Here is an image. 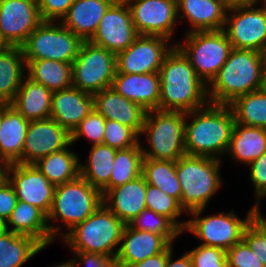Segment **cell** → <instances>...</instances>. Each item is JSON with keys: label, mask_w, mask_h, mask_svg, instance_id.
Masks as SVG:
<instances>
[{"label": "cell", "mask_w": 266, "mask_h": 267, "mask_svg": "<svg viewBox=\"0 0 266 267\" xmlns=\"http://www.w3.org/2000/svg\"><path fill=\"white\" fill-rule=\"evenodd\" d=\"M159 76V110L188 113L209 103L207 85L176 45L166 55Z\"/></svg>", "instance_id": "obj_1"}, {"label": "cell", "mask_w": 266, "mask_h": 267, "mask_svg": "<svg viewBox=\"0 0 266 267\" xmlns=\"http://www.w3.org/2000/svg\"><path fill=\"white\" fill-rule=\"evenodd\" d=\"M234 124V115L229 105L208 103L203 108L185 113L186 154L222 161Z\"/></svg>", "instance_id": "obj_2"}, {"label": "cell", "mask_w": 266, "mask_h": 267, "mask_svg": "<svg viewBox=\"0 0 266 267\" xmlns=\"http://www.w3.org/2000/svg\"><path fill=\"white\" fill-rule=\"evenodd\" d=\"M264 53L233 48L217 76L207 86L209 103L230 104L236 97L265 88Z\"/></svg>", "instance_id": "obj_3"}, {"label": "cell", "mask_w": 266, "mask_h": 267, "mask_svg": "<svg viewBox=\"0 0 266 267\" xmlns=\"http://www.w3.org/2000/svg\"><path fill=\"white\" fill-rule=\"evenodd\" d=\"M102 204L103 195L101 190L92 186L81 176L73 181L55 186L52 206L47 215L48 227L53 240L55 241L59 236L61 240L71 229L92 215ZM55 222H58V225ZM62 227L66 230L63 229L62 231Z\"/></svg>", "instance_id": "obj_4"}, {"label": "cell", "mask_w": 266, "mask_h": 267, "mask_svg": "<svg viewBox=\"0 0 266 267\" xmlns=\"http://www.w3.org/2000/svg\"><path fill=\"white\" fill-rule=\"evenodd\" d=\"M223 161L204 156L184 155L176 160V174L180 181L181 207L190 211L207 208L212 197L221 189Z\"/></svg>", "instance_id": "obj_5"}, {"label": "cell", "mask_w": 266, "mask_h": 267, "mask_svg": "<svg viewBox=\"0 0 266 267\" xmlns=\"http://www.w3.org/2000/svg\"><path fill=\"white\" fill-rule=\"evenodd\" d=\"M125 224L104 204L60 241L71 251L99 253L116 259Z\"/></svg>", "instance_id": "obj_6"}, {"label": "cell", "mask_w": 266, "mask_h": 267, "mask_svg": "<svg viewBox=\"0 0 266 267\" xmlns=\"http://www.w3.org/2000/svg\"><path fill=\"white\" fill-rule=\"evenodd\" d=\"M185 113L181 111H147L139 144L144 158L176 161L186 155ZM142 135L147 144L144 147Z\"/></svg>", "instance_id": "obj_7"}, {"label": "cell", "mask_w": 266, "mask_h": 267, "mask_svg": "<svg viewBox=\"0 0 266 267\" xmlns=\"http://www.w3.org/2000/svg\"><path fill=\"white\" fill-rule=\"evenodd\" d=\"M206 208H199L187 214V226L182 232L194 235L200 244L218 247L225 251L243 239L246 226L255 216V205L253 204L245 215L240 218L233 209L229 212H220L203 216ZM203 216V217H202Z\"/></svg>", "instance_id": "obj_8"}, {"label": "cell", "mask_w": 266, "mask_h": 267, "mask_svg": "<svg viewBox=\"0 0 266 267\" xmlns=\"http://www.w3.org/2000/svg\"><path fill=\"white\" fill-rule=\"evenodd\" d=\"M176 46L188 58L196 75L208 86L227 61L231 42L223 29L194 31L183 35Z\"/></svg>", "instance_id": "obj_9"}, {"label": "cell", "mask_w": 266, "mask_h": 267, "mask_svg": "<svg viewBox=\"0 0 266 267\" xmlns=\"http://www.w3.org/2000/svg\"><path fill=\"white\" fill-rule=\"evenodd\" d=\"M84 41L61 22L43 21L20 46L25 60H55L72 64Z\"/></svg>", "instance_id": "obj_10"}, {"label": "cell", "mask_w": 266, "mask_h": 267, "mask_svg": "<svg viewBox=\"0 0 266 267\" xmlns=\"http://www.w3.org/2000/svg\"><path fill=\"white\" fill-rule=\"evenodd\" d=\"M116 73V54L84 41L72 63V86L94 95L110 88Z\"/></svg>", "instance_id": "obj_11"}, {"label": "cell", "mask_w": 266, "mask_h": 267, "mask_svg": "<svg viewBox=\"0 0 266 267\" xmlns=\"http://www.w3.org/2000/svg\"><path fill=\"white\" fill-rule=\"evenodd\" d=\"M223 30L233 48L264 53L266 50V4L229 8Z\"/></svg>", "instance_id": "obj_12"}, {"label": "cell", "mask_w": 266, "mask_h": 267, "mask_svg": "<svg viewBox=\"0 0 266 267\" xmlns=\"http://www.w3.org/2000/svg\"><path fill=\"white\" fill-rule=\"evenodd\" d=\"M176 44L161 36L138 35L127 49L116 54V71L123 74L159 73L166 55Z\"/></svg>", "instance_id": "obj_13"}, {"label": "cell", "mask_w": 266, "mask_h": 267, "mask_svg": "<svg viewBox=\"0 0 266 267\" xmlns=\"http://www.w3.org/2000/svg\"><path fill=\"white\" fill-rule=\"evenodd\" d=\"M138 35L161 36L173 42L179 24L177 0H125Z\"/></svg>", "instance_id": "obj_14"}, {"label": "cell", "mask_w": 266, "mask_h": 267, "mask_svg": "<svg viewBox=\"0 0 266 267\" xmlns=\"http://www.w3.org/2000/svg\"><path fill=\"white\" fill-rule=\"evenodd\" d=\"M137 36L126 1L115 0L104 13L90 42L117 54L127 49Z\"/></svg>", "instance_id": "obj_15"}, {"label": "cell", "mask_w": 266, "mask_h": 267, "mask_svg": "<svg viewBox=\"0 0 266 267\" xmlns=\"http://www.w3.org/2000/svg\"><path fill=\"white\" fill-rule=\"evenodd\" d=\"M7 180L13 186L17 199L49 214L55 186L34 164H9Z\"/></svg>", "instance_id": "obj_16"}, {"label": "cell", "mask_w": 266, "mask_h": 267, "mask_svg": "<svg viewBox=\"0 0 266 267\" xmlns=\"http://www.w3.org/2000/svg\"><path fill=\"white\" fill-rule=\"evenodd\" d=\"M67 147H72L71 133L54 119L31 120L23 146L22 164H34Z\"/></svg>", "instance_id": "obj_17"}, {"label": "cell", "mask_w": 266, "mask_h": 267, "mask_svg": "<svg viewBox=\"0 0 266 267\" xmlns=\"http://www.w3.org/2000/svg\"><path fill=\"white\" fill-rule=\"evenodd\" d=\"M42 22L35 3L0 0V33L9 46L20 47Z\"/></svg>", "instance_id": "obj_18"}, {"label": "cell", "mask_w": 266, "mask_h": 267, "mask_svg": "<svg viewBox=\"0 0 266 267\" xmlns=\"http://www.w3.org/2000/svg\"><path fill=\"white\" fill-rule=\"evenodd\" d=\"M93 107L105 119L117 121L132 128L139 136L147 111L116 92L112 87L92 95Z\"/></svg>", "instance_id": "obj_19"}, {"label": "cell", "mask_w": 266, "mask_h": 267, "mask_svg": "<svg viewBox=\"0 0 266 267\" xmlns=\"http://www.w3.org/2000/svg\"><path fill=\"white\" fill-rule=\"evenodd\" d=\"M227 6L224 0H177V16L188 22L184 32L221 30L224 28Z\"/></svg>", "instance_id": "obj_20"}, {"label": "cell", "mask_w": 266, "mask_h": 267, "mask_svg": "<svg viewBox=\"0 0 266 267\" xmlns=\"http://www.w3.org/2000/svg\"><path fill=\"white\" fill-rule=\"evenodd\" d=\"M30 120L10 103L0 104V162L21 163Z\"/></svg>", "instance_id": "obj_21"}, {"label": "cell", "mask_w": 266, "mask_h": 267, "mask_svg": "<svg viewBox=\"0 0 266 267\" xmlns=\"http://www.w3.org/2000/svg\"><path fill=\"white\" fill-rule=\"evenodd\" d=\"M169 245L162 235L135 230L127 224L115 262L117 267H128L163 252Z\"/></svg>", "instance_id": "obj_22"}, {"label": "cell", "mask_w": 266, "mask_h": 267, "mask_svg": "<svg viewBox=\"0 0 266 267\" xmlns=\"http://www.w3.org/2000/svg\"><path fill=\"white\" fill-rule=\"evenodd\" d=\"M93 109V96L71 86L53 92L50 118L72 133Z\"/></svg>", "instance_id": "obj_23"}, {"label": "cell", "mask_w": 266, "mask_h": 267, "mask_svg": "<svg viewBox=\"0 0 266 267\" xmlns=\"http://www.w3.org/2000/svg\"><path fill=\"white\" fill-rule=\"evenodd\" d=\"M147 182L141 175L124 185L109 189L103 195V204L125 225L146 208Z\"/></svg>", "instance_id": "obj_24"}, {"label": "cell", "mask_w": 266, "mask_h": 267, "mask_svg": "<svg viewBox=\"0 0 266 267\" xmlns=\"http://www.w3.org/2000/svg\"><path fill=\"white\" fill-rule=\"evenodd\" d=\"M111 87L146 111L159 109V73L123 74L116 71Z\"/></svg>", "instance_id": "obj_25"}, {"label": "cell", "mask_w": 266, "mask_h": 267, "mask_svg": "<svg viewBox=\"0 0 266 267\" xmlns=\"http://www.w3.org/2000/svg\"><path fill=\"white\" fill-rule=\"evenodd\" d=\"M114 1L75 0L61 23L83 41H90L97 31L104 13Z\"/></svg>", "instance_id": "obj_26"}, {"label": "cell", "mask_w": 266, "mask_h": 267, "mask_svg": "<svg viewBox=\"0 0 266 267\" xmlns=\"http://www.w3.org/2000/svg\"><path fill=\"white\" fill-rule=\"evenodd\" d=\"M3 226L12 233L35 238L45 248L54 241L48 227L47 215L38 207L20 200Z\"/></svg>", "instance_id": "obj_27"}, {"label": "cell", "mask_w": 266, "mask_h": 267, "mask_svg": "<svg viewBox=\"0 0 266 267\" xmlns=\"http://www.w3.org/2000/svg\"><path fill=\"white\" fill-rule=\"evenodd\" d=\"M266 152V129L235 122L225 156L247 166Z\"/></svg>", "instance_id": "obj_28"}, {"label": "cell", "mask_w": 266, "mask_h": 267, "mask_svg": "<svg viewBox=\"0 0 266 267\" xmlns=\"http://www.w3.org/2000/svg\"><path fill=\"white\" fill-rule=\"evenodd\" d=\"M52 94L44 85L24 77L14 100L10 103L25 119L45 120L51 115Z\"/></svg>", "instance_id": "obj_29"}, {"label": "cell", "mask_w": 266, "mask_h": 267, "mask_svg": "<svg viewBox=\"0 0 266 267\" xmlns=\"http://www.w3.org/2000/svg\"><path fill=\"white\" fill-rule=\"evenodd\" d=\"M25 72L26 62L20 47L9 46L0 51V104L14 100Z\"/></svg>", "instance_id": "obj_30"}, {"label": "cell", "mask_w": 266, "mask_h": 267, "mask_svg": "<svg viewBox=\"0 0 266 267\" xmlns=\"http://www.w3.org/2000/svg\"><path fill=\"white\" fill-rule=\"evenodd\" d=\"M80 157L69 147L40 158L34 165L54 185H61L80 176Z\"/></svg>", "instance_id": "obj_31"}, {"label": "cell", "mask_w": 266, "mask_h": 267, "mask_svg": "<svg viewBox=\"0 0 266 267\" xmlns=\"http://www.w3.org/2000/svg\"><path fill=\"white\" fill-rule=\"evenodd\" d=\"M43 249L45 247L33 237L3 229L0 232V267H22Z\"/></svg>", "instance_id": "obj_32"}, {"label": "cell", "mask_w": 266, "mask_h": 267, "mask_svg": "<svg viewBox=\"0 0 266 267\" xmlns=\"http://www.w3.org/2000/svg\"><path fill=\"white\" fill-rule=\"evenodd\" d=\"M26 76L51 92L72 86V64L50 59L25 60Z\"/></svg>", "instance_id": "obj_33"}, {"label": "cell", "mask_w": 266, "mask_h": 267, "mask_svg": "<svg viewBox=\"0 0 266 267\" xmlns=\"http://www.w3.org/2000/svg\"><path fill=\"white\" fill-rule=\"evenodd\" d=\"M117 150L105 144L91 145L89 156L80 163V176L102 190L108 183Z\"/></svg>", "instance_id": "obj_34"}, {"label": "cell", "mask_w": 266, "mask_h": 267, "mask_svg": "<svg viewBox=\"0 0 266 267\" xmlns=\"http://www.w3.org/2000/svg\"><path fill=\"white\" fill-rule=\"evenodd\" d=\"M142 176L147 184L175 198L181 206L182 189L176 174V161L144 158Z\"/></svg>", "instance_id": "obj_35"}, {"label": "cell", "mask_w": 266, "mask_h": 267, "mask_svg": "<svg viewBox=\"0 0 266 267\" xmlns=\"http://www.w3.org/2000/svg\"><path fill=\"white\" fill-rule=\"evenodd\" d=\"M143 153L138 143L116 152L109 183L101 190L104 195L109 189L124 185L142 175Z\"/></svg>", "instance_id": "obj_36"}, {"label": "cell", "mask_w": 266, "mask_h": 267, "mask_svg": "<svg viewBox=\"0 0 266 267\" xmlns=\"http://www.w3.org/2000/svg\"><path fill=\"white\" fill-rule=\"evenodd\" d=\"M228 105L236 123L266 129L265 88L236 97Z\"/></svg>", "instance_id": "obj_37"}, {"label": "cell", "mask_w": 266, "mask_h": 267, "mask_svg": "<svg viewBox=\"0 0 266 267\" xmlns=\"http://www.w3.org/2000/svg\"><path fill=\"white\" fill-rule=\"evenodd\" d=\"M146 208L155 213L168 218L181 232H184L187 226V220H179L181 215L187 216L180 203L173 197L161 191L158 187L147 184L146 190Z\"/></svg>", "instance_id": "obj_38"}, {"label": "cell", "mask_w": 266, "mask_h": 267, "mask_svg": "<svg viewBox=\"0 0 266 267\" xmlns=\"http://www.w3.org/2000/svg\"><path fill=\"white\" fill-rule=\"evenodd\" d=\"M129 225L135 230L162 235L170 244L181 237L182 232L165 216L145 208Z\"/></svg>", "instance_id": "obj_39"}, {"label": "cell", "mask_w": 266, "mask_h": 267, "mask_svg": "<svg viewBox=\"0 0 266 267\" xmlns=\"http://www.w3.org/2000/svg\"><path fill=\"white\" fill-rule=\"evenodd\" d=\"M106 119L93 109L71 133L72 145L79 139L86 138L92 145L102 144Z\"/></svg>", "instance_id": "obj_40"}, {"label": "cell", "mask_w": 266, "mask_h": 267, "mask_svg": "<svg viewBox=\"0 0 266 267\" xmlns=\"http://www.w3.org/2000/svg\"><path fill=\"white\" fill-rule=\"evenodd\" d=\"M138 143L139 135L132 128L106 119L103 144L119 150L136 146Z\"/></svg>", "instance_id": "obj_41"}, {"label": "cell", "mask_w": 266, "mask_h": 267, "mask_svg": "<svg viewBox=\"0 0 266 267\" xmlns=\"http://www.w3.org/2000/svg\"><path fill=\"white\" fill-rule=\"evenodd\" d=\"M187 252L193 267H229L226 251L221 248L199 244Z\"/></svg>", "instance_id": "obj_42"}, {"label": "cell", "mask_w": 266, "mask_h": 267, "mask_svg": "<svg viewBox=\"0 0 266 267\" xmlns=\"http://www.w3.org/2000/svg\"><path fill=\"white\" fill-rule=\"evenodd\" d=\"M243 240L266 267V228L255 217L246 226Z\"/></svg>", "instance_id": "obj_43"}, {"label": "cell", "mask_w": 266, "mask_h": 267, "mask_svg": "<svg viewBox=\"0 0 266 267\" xmlns=\"http://www.w3.org/2000/svg\"><path fill=\"white\" fill-rule=\"evenodd\" d=\"M226 258L229 267H264L243 239L226 251Z\"/></svg>", "instance_id": "obj_44"}, {"label": "cell", "mask_w": 266, "mask_h": 267, "mask_svg": "<svg viewBox=\"0 0 266 267\" xmlns=\"http://www.w3.org/2000/svg\"><path fill=\"white\" fill-rule=\"evenodd\" d=\"M249 179L254 187V205H261L266 198V152L249 165Z\"/></svg>", "instance_id": "obj_45"}, {"label": "cell", "mask_w": 266, "mask_h": 267, "mask_svg": "<svg viewBox=\"0 0 266 267\" xmlns=\"http://www.w3.org/2000/svg\"><path fill=\"white\" fill-rule=\"evenodd\" d=\"M75 0H41L38 7L43 21L61 22Z\"/></svg>", "instance_id": "obj_46"}, {"label": "cell", "mask_w": 266, "mask_h": 267, "mask_svg": "<svg viewBox=\"0 0 266 267\" xmlns=\"http://www.w3.org/2000/svg\"><path fill=\"white\" fill-rule=\"evenodd\" d=\"M77 267H117L115 259L99 253L71 251Z\"/></svg>", "instance_id": "obj_47"}, {"label": "cell", "mask_w": 266, "mask_h": 267, "mask_svg": "<svg viewBox=\"0 0 266 267\" xmlns=\"http://www.w3.org/2000/svg\"><path fill=\"white\" fill-rule=\"evenodd\" d=\"M17 196L11 183L6 180L0 186V222L4 224L17 204Z\"/></svg>", "instance_id": "obj_48"}, {"label": "cell", "mask_w": 266, "mask_h": 267, "mask_svg": "<svg viewBox=\"0 0 266 267\" xmlns=\"http://www.w3.org/2000/svg\"><path fill=\"white\" fill-rule=\"evenodd\" d=\"M164 267H193V263L187 251L175 260L174 245L170 244L168 246V257Z\"/></svg>", "instance_id": "obj_49"}, {"label": "cell", "mask_w": 266, "mask_h": 267, "mask_svg": "<svg viewBox=\"0 0 266 267\" xmlns=\"http://www.w3.org/2000/svg\"><path fill=\"white\" fill-rule=\"evenodd\" d=\"M168 257V247L161 253L151 256L128 267H164Z\"/></svg>", "instance_id": "obj_50"}, {"label": "cell", "mask_w": 266, "mask_h": 267, "mask_svg": "<svg viewBox=\"0 0 266 267\" xmlns=\"http://www.w3.org/2000/svg\"><path fill=\"white\" fill-rule=\"evenodd\" d=\"M227 8H234L240 6H252L261 4V0H224Z\"/></svg>", "instance_id": "obj_51"}, {"label": "cell", "mask_w": 266, "mask_h": 267, "mask_svg": "<svg viewBox=\"0 0 266 267\" xmlns=\"http://www.w3.org/2000/svg\"><path fill=\"white\" fill-rule=\"evenodd\" d=\"M9 164L0 162V186L7 180Z\"/></svg>", "instance_id": "obj_52"}, {"label": "cell", "mask_w": 266, "mask_h": 267, "mask_svg": "<svg viewBox=\"0 0 266 267\" xmlns=\"http://www.w3.org/2000/svg\"><path fill=\"white\" fill-rule=\"evenodd\" d=\"M254 217L266 228V218L261 211L260 204L255 206V216Z\"/></svg>", "instance_id": "obj_53"}, {"label": "cell", "mask_w": 266, "mask_h": 267, "mask_svg": "<svg viewBox=\"0 0 266 267\" xmlns=\"http://www.w3.org/2000/svg\"><path fill=\"white\" fill-rule=\"evenodd\" d=\"M52 267H77L73 259H69L66 262H60L58 264H54Z\"/></svg>", "instance_id": "obj_54"}, {"label": "cell", "mask_w": 266, "mask_h": 267, "mask_svg": "<svg viewBox=\"0 0 266 267\" xmlns=\"http://www.w3.org/2000/svg\"><path fill=\"white\" fill-rule=\"evenodd\" d=\"M9 45L6 43V41L2 38L1 33H0V51H3L7 49Z\"/></svg>", "instance_id": "obj_55"}, {"label": "cell", "mask_w": 266, "mask_h": 267, "mask_svg": "<svg viewBox=\"0 0 266 267\" xmlns=\"http://www.w3.org/2000/svg\"><path fill=\"white\" fill-rule=\"evenodd\" d=\"M28 1L33 2V3H35L36 5H39V3H40L41 0H28Z\"/></svg>", "instance_id": "obj_56"}, {"label": "cell", "mask_w": 266, "mask_h": 267, "mask_svg": "<svg viewBox=\"0 0 266 267\" xmlns=\"http://www.w3.org/2000/svg\"><path fill=\"white\" fill-rule=\"evenodd\" d=\"M264 57H265V74H266V50L264 52Z\"/></svg>", "instance_id": "obj_57"}, {"label": "cell", "mask_w": 266, "mask_h": 267, "mask_svg": "<svg viewBox=\"0 0 266 267\" xmlns=\"http://www.w3.org/2000/svg\"><path fill=\"white\" fill-rule=\"evenodd\" d=\"M4 229L3 224L0 222V232Z\"/></svg>", "instance_id": "obj_58"}, {"label": "cell", "mask_w": 266, "mask_h": 267, "mask_svg": "<svg viewBox=\"0 0 266 267\" xmlns=\"http://www.w3.org/2000/svg\"><path fill=\"white\" fill-rule=\"evenodd\" d=\"M261 3H264V4H266V0H261Z\"/></svg>", "instance_id": "obj_59"}]
</instances>
